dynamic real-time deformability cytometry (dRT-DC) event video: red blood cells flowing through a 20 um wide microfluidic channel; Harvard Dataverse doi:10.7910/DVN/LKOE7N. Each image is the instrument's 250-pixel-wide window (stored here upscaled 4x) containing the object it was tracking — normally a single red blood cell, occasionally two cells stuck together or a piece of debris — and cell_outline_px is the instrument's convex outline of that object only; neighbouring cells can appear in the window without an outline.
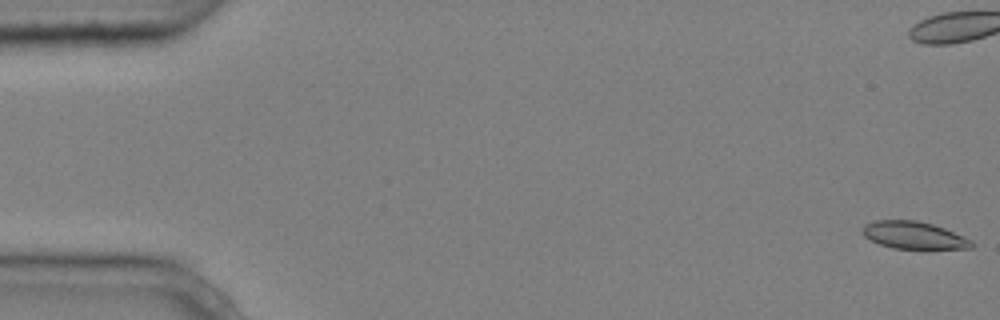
{"species": "common noctule bat (a hibernating species)", "species_latin": "Nyctalus noctula", "temperature_condition": "cold", "stored_images_in_passage": 11, "camera_frame_rate_fps": 3000, "um_per_image_px": 0.085, "animal": {"sex": "male", "body_mass_g": 20.4}, "frame": {"image": 1, "passage_image": 1, "time_ms": 0.0, "image_size_px": [1000, 320], "cell_outline_px": [[976, 244], [972, 248], [892, 248], [880, 244], [864, 236], [860, 232], [860, 228], [864, 224], [872, 220], [916, 220], [932, 224], [944, 228], [972, 240]], "centroid_in_image_um": [77.63, 19.98], "position_along_channel_um": 7.4, "area_um2": 17.4}}
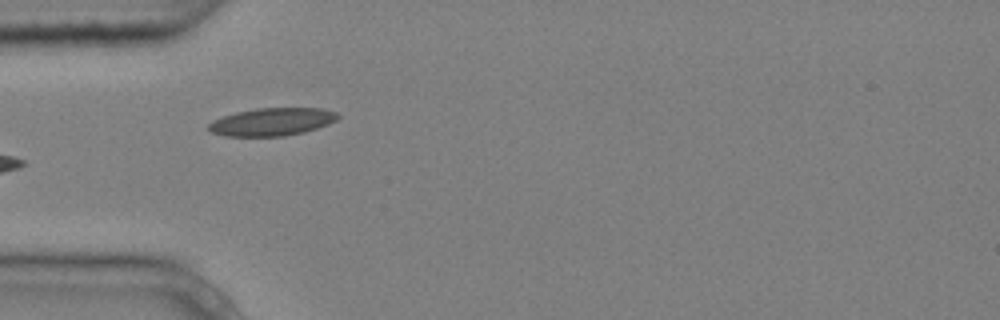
{"frame": {"image": 2, "passage_image": 5, "time_ms": 1.333, "image_size_px": [1000, 320], "cell_outline_px": [[340, 116], [336, 120], [328, 124], [304, 132], [284, 136], [224, 136], [208, 132], [204, 128], [212, 120], [236, 112], [256, 108], [324, 108], [336, 112]], "centroid_in_image_um": [23.06, 10.36], "position_along_channel_um": 61.9, "area_um2": 21.15}}
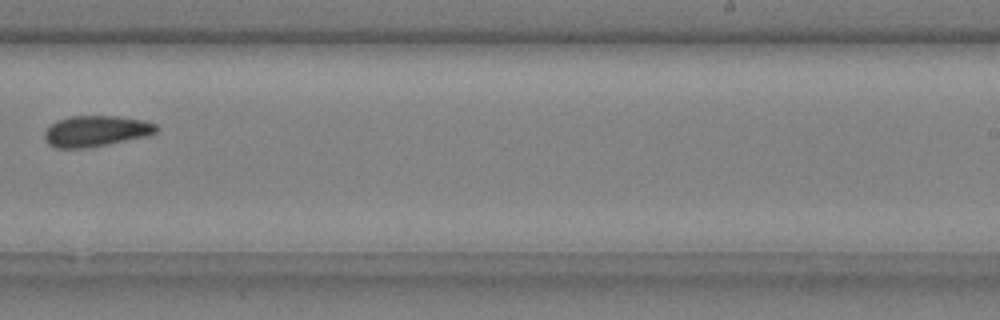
{"frame": {"image": 3, "passage_image": 10, "time_ms": 3.0, "image_size_px": [1000, 320], "cell_outline_px": [[160, 128], [156, 132], [148, 136], [108, 144], [84, 148], [56, 148], [48, 144], [44, 140], [44, 132], [56, 120], [72, 116], [116, 116], [144, 120], [156, 124]], "centroid_in_image_um": [8.16, 11.14], "position_along_channel_um": 280.8, "area_um2": 20.23}}